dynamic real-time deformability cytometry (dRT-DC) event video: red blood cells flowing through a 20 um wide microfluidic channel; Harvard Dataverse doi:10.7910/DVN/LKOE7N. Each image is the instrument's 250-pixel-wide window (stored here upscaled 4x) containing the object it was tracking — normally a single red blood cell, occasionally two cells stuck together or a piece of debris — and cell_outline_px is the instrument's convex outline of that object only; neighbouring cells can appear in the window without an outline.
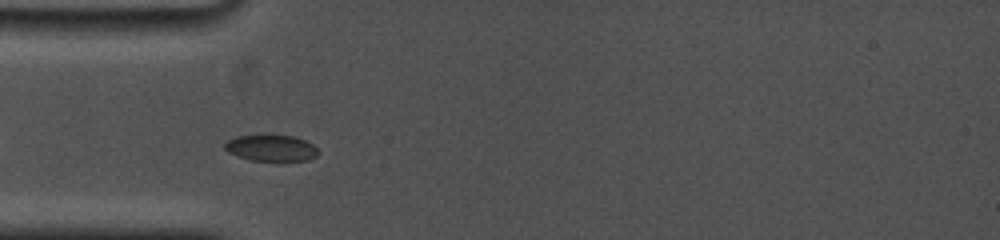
{"species": "common noctule bat (a hibernating species)", "species_latin": "Nyctalus noctula", "temperature_condition": "cold", "stored_images_in_passage": 34, "camera_frame_rate_fps": 5000, "um_per_image_px": 0.085, "animal": {"sex": "female", "body_mass_g": 19.0, "forearm_length_mm": 53.3}, "frame": {"image": 1, "passage_image": 5, "time_ms": 1.6, "image_size_px": [1000, 240], "cell_outline_px": [[320, 152], [316, 156], [308, 160], [252, 160], [228, 152], [224, 148], [224, 144], [228, 140], [236, 136], [264, 132], [292, 136], [304, 140], [312, 144]], "centroid_in_image_um": [23.02, 12.52], "position_along_channel_um": 62.0, "area_um2": 14.68}}
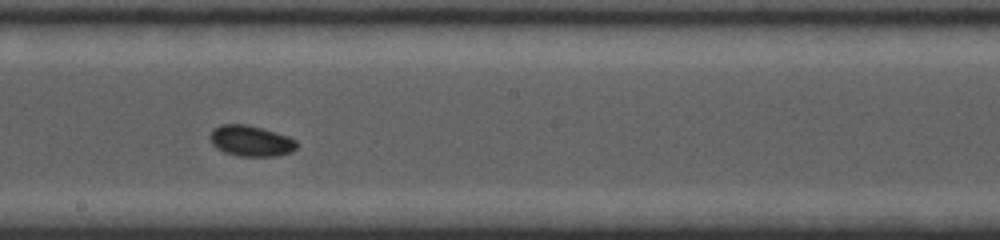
{"frame": {"image": 2, "passage_image": 18, "time_ms": 6.0, "image_size_px": [1000, 240], "cell_outline_px": [[296, 148], [292, 152], [276, 156], [240, 156], [224, 152], [216, 148], [208, 140], [208, 136], [212, 128], [220, 124], [248, 124], [276, 132], [288, 136], [296, 140]], "centroid_in_image_um": [21.27, 11.96], "position_along_channel_um": 226.9, "area_um2": 15.84}}
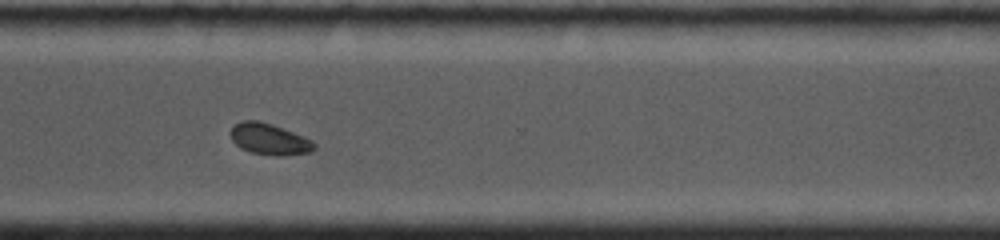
{"frame": {"image": 3, "passage_image": 27, "time_ms": 9.2, "image_size_px": [1000, 240], "cell_outline_px": [[316, 148], [312, 152], [280, 156], [276, 156], [252, 152], [240, 148], [232, 140], [232, 128], [236, 124], [244, 120], [256, 120], [272, 124], [304, 136], [312, 140], [316, 144]], "centroid_in_image_um": [22.95, 11.84], "position_along_channel_um": 347.7, "area_um2": 15.14}, "authors_computed_cell_mechanics": {"area_um2": 15.2014, "velocity_mm_per_s": 3.7696, "shape_relaxation_time_tau1_ms": 3.0432, "shape_relaxation_time_tau2_ms": null, "deformation_change_tau1": 0.0798, "deformation_change_tau2": null}}